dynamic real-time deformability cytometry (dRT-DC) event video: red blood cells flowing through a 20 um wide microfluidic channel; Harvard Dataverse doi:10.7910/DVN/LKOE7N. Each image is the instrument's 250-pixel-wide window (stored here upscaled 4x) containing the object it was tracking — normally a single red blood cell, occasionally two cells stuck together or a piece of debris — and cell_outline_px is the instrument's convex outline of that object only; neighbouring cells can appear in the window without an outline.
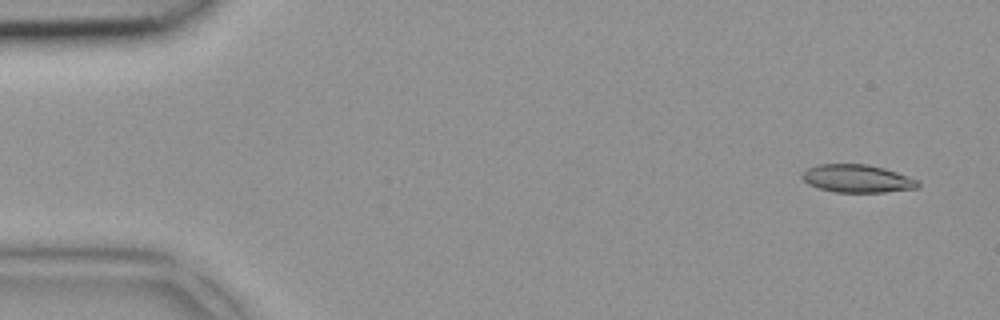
{"species": "common noctule bat (a hibernating species)", "species_latin": "Nyctalus noctula", "temperature_condition": "room temperature", "stored_images_in_passage": 3, "camera_frame_rate_fps": 3000, "um_per_image_px": 0.085, "animal": {"sex": "female", "body_mass_g": 18.4}, "frame": {"image": 1, "passage_image": 1, "time_ms": 0.0, "image_size_px": [1000, 320], "cell_outline_px": [[920, 184], [916, 188], [884, 192], [836, 192], [820, 188], [808, 184], [800, 176], [808, 168], [820, 164], [868, 164], [884, 168], [920, 180]], "centroid_in_image_um": [72.88, 15.17], "position_along_channel_um": 12.1, "area_um2": 18.73}}
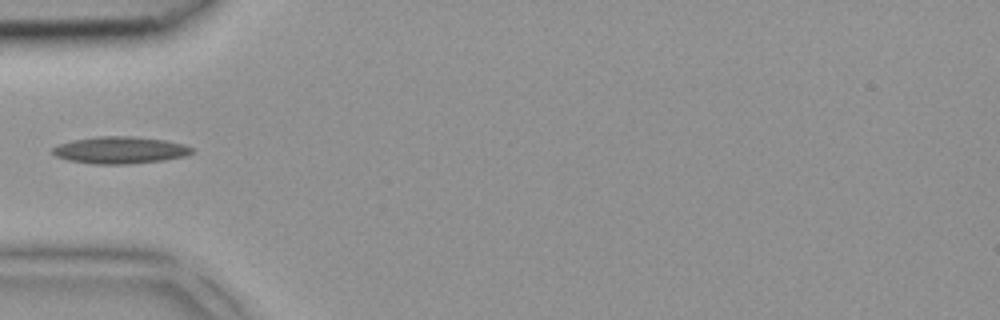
{"frame": {"image": 2, "passage_image": 3, "time_ms": 0.667, "image_size_px": [1000, 320], "cell_outline_px": [[192, 152], [184, 156], [164, 160], [128, 164], [92, 164], [68, 160], [56, 156], [52, 152], [52, 148], [56, 144], [72, 140], [100, 136], [132, 136], [164, 140], [184, 144], [192, 148]], "centroid_in_image_um": [10.16, 12.76], "position_along_channel_um": 74.8, "area_um2": 21.91}}